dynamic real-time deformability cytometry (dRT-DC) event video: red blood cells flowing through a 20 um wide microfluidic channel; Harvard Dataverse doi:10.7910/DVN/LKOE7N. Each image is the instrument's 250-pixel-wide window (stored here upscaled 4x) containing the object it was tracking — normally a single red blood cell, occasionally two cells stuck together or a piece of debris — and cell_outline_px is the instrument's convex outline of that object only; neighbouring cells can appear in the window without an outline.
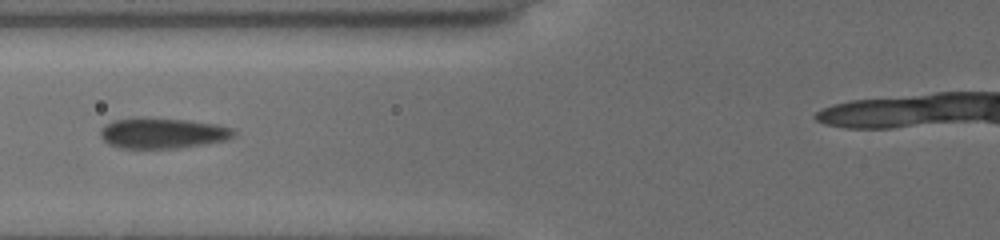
{"species": "common noctule bat (a hibernating species)", "species_latin": "Nyctalus noctula", "temperature_condition": "cold", "stored_images_in_passage": 17, "camera_frame_rate_fps": 3000, "um_per_image_px": 0.085, "animal": {"sex": "female", "body_mass_g": 19.5, "forearm_length_mm": 54.1}, "frame": {"image": 1, "passage_image": 3, "time_ms": 1.0, "image_size_px": [1000, 240], "cell_outline_px": [[236, 136], [228, 140], [204, 144], [176, 148], [120, 148], [108, 144], [100, 136], [100, 132], [112, 120], [188, 120], [212, 124], [232, 128], [236, 132]], "centroid_in_image_um": [13.89, 11.37], "position_along_channel_um": 111.9, "area_um2": 22.83}}
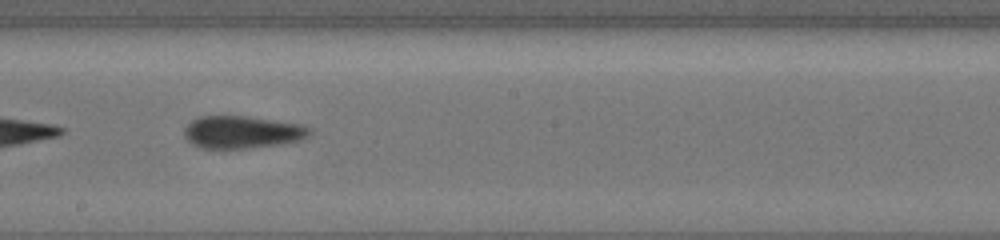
{"frame": {"image": 2, "passage_image": 11, "time_ms": 4.0, "image_size_px": [1000, 240], "cell_outline_px": [[312, 132], [308, 136], [300, 140], [284, 144], [248, 148], [200, 148], [192, 144], [184, 136], [184, 128], [192, 120], [200, 116], [240, 116], [272, 120], [300, 124], [312, 128]], "centroid_in_image_um": [20.59, 11.24], "position_along_channel_um": 227.6, "area_um2": 23.7}}
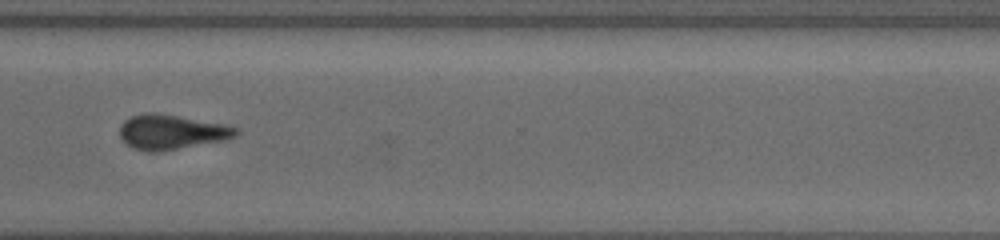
{"frame": {"image": 3, "passage_image": 14, "time_ms": 7.333, "image_size_px": [1000, 240], "cell_outline_px": [[240, 132], [236, 136], [228, 140], [156, 152], [148, 152], [132, 148], [124, 144], [120, 136], [120, 124], [124, 120], [132, 116], [144, 112], [156, 112], [224, 124], [240, 128]], "centroid_in_image_um": [14.57, 11.22], "position_along_channel_um": 356.0, "area_um2": 23.93}, "authors_computed_cell_mechanics": {"area_um2": 23.5246, "velocity_mm_per_s": 3.8514, "shape_relaxation_time_tau1_ms": 3.6238, "shape_relaxation_time_tau2_ms": 3.2611, "deformation_change_tau1": 0.0852, "deformation_change_tau2": 0.0709}}